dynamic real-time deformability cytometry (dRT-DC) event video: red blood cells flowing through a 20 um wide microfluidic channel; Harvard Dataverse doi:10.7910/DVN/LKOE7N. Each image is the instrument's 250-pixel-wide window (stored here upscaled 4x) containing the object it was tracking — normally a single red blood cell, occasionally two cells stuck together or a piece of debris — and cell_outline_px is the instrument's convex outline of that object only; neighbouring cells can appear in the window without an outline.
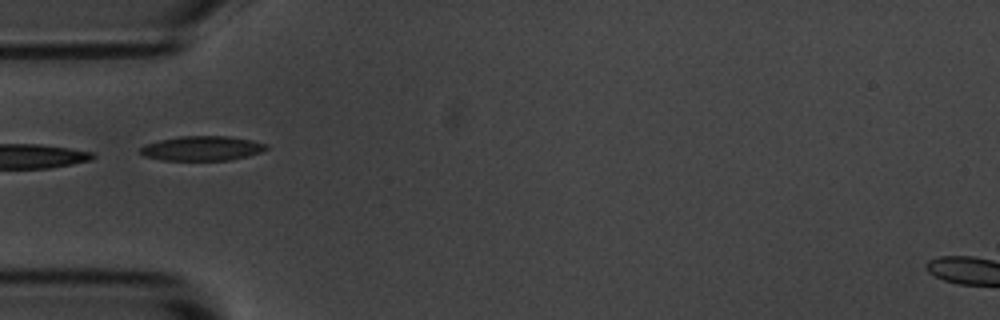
{"species": "common noctule bat (a hibernating species)", "species_latin": "Nyctalus noctula", "temperature_condition": "room temperature", "stored_images_in_passage": 4, "camera_frame_rate_fps": 3000, "um_per_image_px": 0.085, "animal": {"sex": "male", "body_mass_g": 20.1, "forearm_length_mm": 53.5}, "frame": {"image": 1, "passage_image": 2, "time_ms": 0.333, "image_size_px": [1000, 320], "cell_outline_px": [[268, 148], [260, 152], [248, 156], [228, 160], [160, 160], [144, 156], [140, 152], [140, 148], [148, 144], [160, 140], [180, 136], [228, 136], [252, 140], [268, 144]], "centroid_in_image_um": [17.2, 12.61], "position_along_channel_um": 67.8, "area_um2": 17.98}}
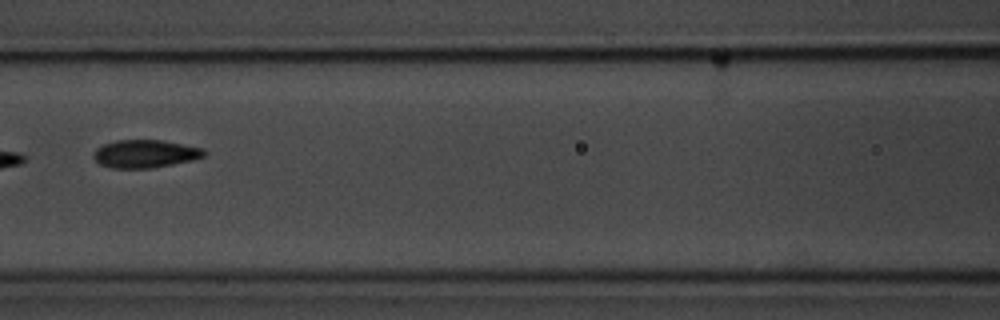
{"frame": {"image": 2, "passage_image": 4, "time_ms": 1.0, "image_size_px": [1000, 320], "cell_outline_px": [[208, 152], [204, 156], [192, 160], [152, 168], [112, 168], [100, 164], [92, 156], [96, 148], [104, 144], [116, 140], [160, 140], [204, 148]], "centroid_in_image_um": [12.34, 13.07], "position_along_channel_um": 154.3, "area_um2": 17.98}}